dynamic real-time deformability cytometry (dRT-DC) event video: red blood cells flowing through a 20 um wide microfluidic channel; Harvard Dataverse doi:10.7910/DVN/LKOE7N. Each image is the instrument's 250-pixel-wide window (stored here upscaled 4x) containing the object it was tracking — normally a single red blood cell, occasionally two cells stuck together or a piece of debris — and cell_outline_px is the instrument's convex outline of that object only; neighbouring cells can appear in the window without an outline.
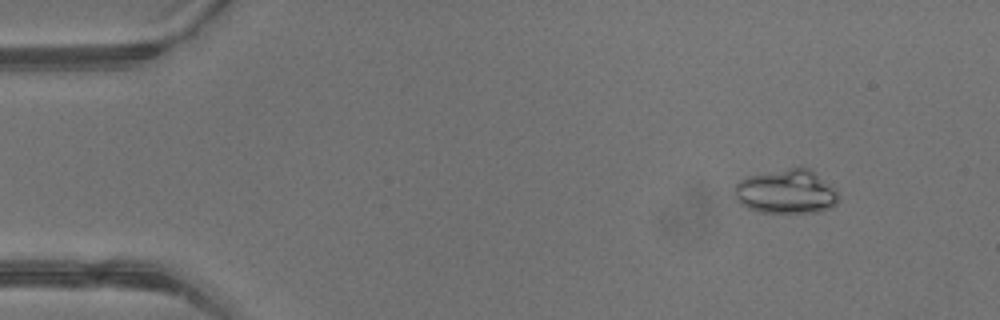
{"species": "common noctule bat (a hibernating species)", "species_latin": "Nyctalus noctula", "temperature_condition": "warm", "stored_images_in_passage": 4, "camera_frame_rate_fps": 3000, "um_per_image_px": 0.085, "animal": {"sex": "male", "body_mass_g": 13.3}, "frame": {"image": 1, "passage_image": 2, "time_ms": 0.333, "image_size_px": [1000, 320], "cell_outline_px": [[840, 200], [832, 208], [820, 212], [760, 212], [748, 208], [740, 204], [732, 196], [736, 184], [740, 180], [748, 176], [788, 168], [808, 168], [836, 188], [840, 196]], "centroid_in_image_um": [66.85, 16.31], "position_along_channel_um": 18.2, "area_um2": 26.99}}